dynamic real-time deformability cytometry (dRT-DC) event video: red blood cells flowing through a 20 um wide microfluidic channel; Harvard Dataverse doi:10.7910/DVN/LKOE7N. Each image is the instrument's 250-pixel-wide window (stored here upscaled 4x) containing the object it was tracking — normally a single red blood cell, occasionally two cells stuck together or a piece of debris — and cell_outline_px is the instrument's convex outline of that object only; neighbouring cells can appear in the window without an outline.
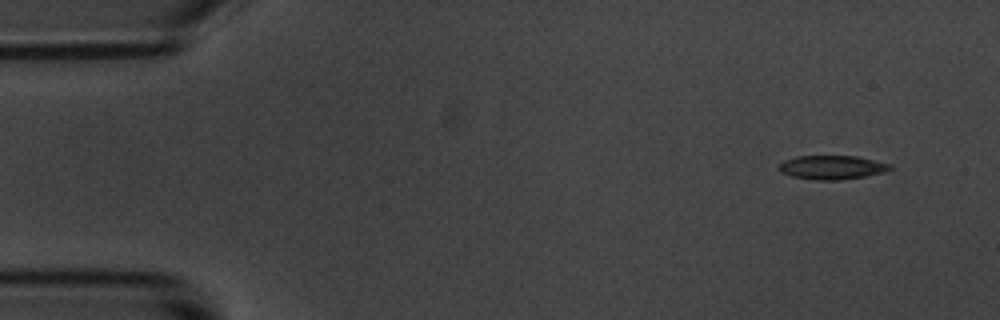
{"species": "common noctule bat (a hibernating species)", "species_latin": "Nyctalus noctula", "temperature_condition": "room temperature", "stored_images_in_passage": 4, "camera_frame_rate_fps": 3000, "um_per_image_px": 0.085, "animal": {"sex": "male", "body_mass_g": 20.1, "forearm_length_mm": 53.5}, "frame": {"image": 1, "passage_image": 1, "time_ms": 0.0, "image_size_px": [1000, 320], "cell_outline_px": [[892, 168], [884, 172], [864, 176], [840, 180], [816, 180], [792, 176], [780, 172], [780, 164], [784, 160], [796, 156], [856, 156], [892, 164]], "centroid_in_image_um": [70.73, 14.22], "position_along_channel_um": 14.3, "area_um2": 15.37}}